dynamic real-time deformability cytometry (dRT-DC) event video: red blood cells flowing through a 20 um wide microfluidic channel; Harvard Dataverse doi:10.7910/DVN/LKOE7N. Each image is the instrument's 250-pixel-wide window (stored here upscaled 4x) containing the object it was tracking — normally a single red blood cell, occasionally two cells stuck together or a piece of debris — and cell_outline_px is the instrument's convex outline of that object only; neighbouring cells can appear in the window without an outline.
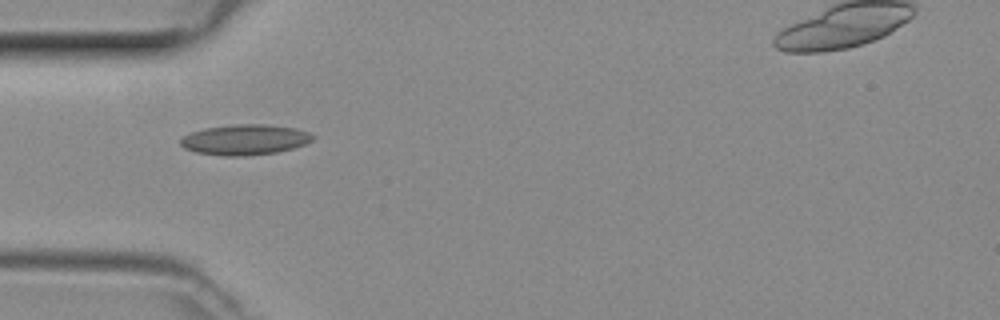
{"species": "common noctule bat (a hibernating species)", "species_latin": "Nyctalus noctula", "temperature_condition": "room temperature", "stored_images_in_passage": 24, "camera_frame_rate_fps": 3000, "um_per_image_px": 0.085, "animal": {"sex": "female", "body_mass_g": 29.2, "forearm_length_mm": 56.3}, "frame": {"image": 1, "passage_image": 1, "time_ms": 0.0, "image_size_px": [1000, 320], "cell_outline_px": [[316, 136], [312, 140], [304, 144], [292, 148], [276, 152], [244, 156], [224, 156], [196, 152], [184, 148], [180, 144], [180, 140], [184, 136], [192, 132], [204, 128], [240, 124], [264, 124], [296, 128], [308, 132]], "centroid_in_image_um": [20.82, 11.87], "position_along_channel_um": 64.2, "area_um2": 23.29}}
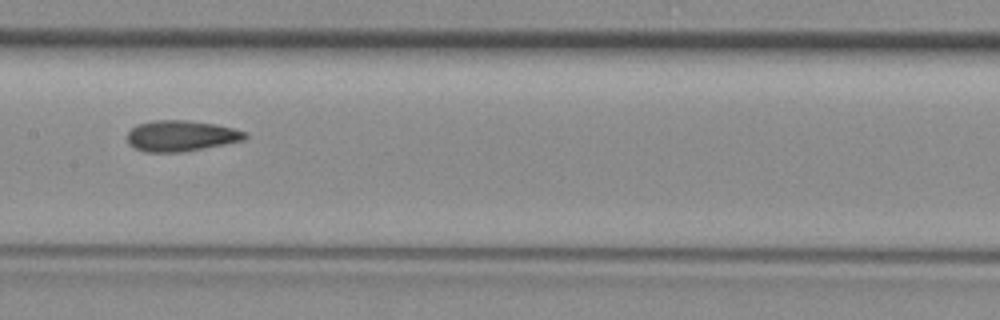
{"frame": {"image": 2, "passage_image": 10, "time_ms": 3.0, "image_size_px": [1000, 320], "cell_outline_px": [[248, 136], [244, 140], [184, 152], [144, 152], [128, 144], [128, 132], [136, 124], [152, 120], [188, 120], [216, 124], [248, 132]], "centroid_in_image_um": [15.39, 11.54], "position_along_channel_um": 192.0, "area_um2": 21.33}}
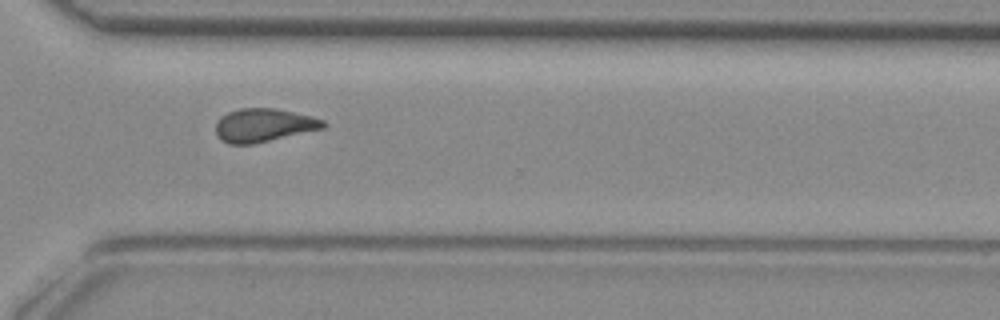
{"frame": {"image": 3, "passage_image": 21, "time_ms": 6.667, "image_size_px": [1000, 320], "cell_outline_px": [[328, 124], [324, 128], [252, 144], [228, 144], [220, 140], [216, 136], [216, 124], [220, 116], [228, 112], [240, 108], [272, 108], [312, 116], [324, 120]], "centroid_in_image_um": [22.39, 10.64], "position_along_channel_um": 348.2, "area_um2": 20.87}}